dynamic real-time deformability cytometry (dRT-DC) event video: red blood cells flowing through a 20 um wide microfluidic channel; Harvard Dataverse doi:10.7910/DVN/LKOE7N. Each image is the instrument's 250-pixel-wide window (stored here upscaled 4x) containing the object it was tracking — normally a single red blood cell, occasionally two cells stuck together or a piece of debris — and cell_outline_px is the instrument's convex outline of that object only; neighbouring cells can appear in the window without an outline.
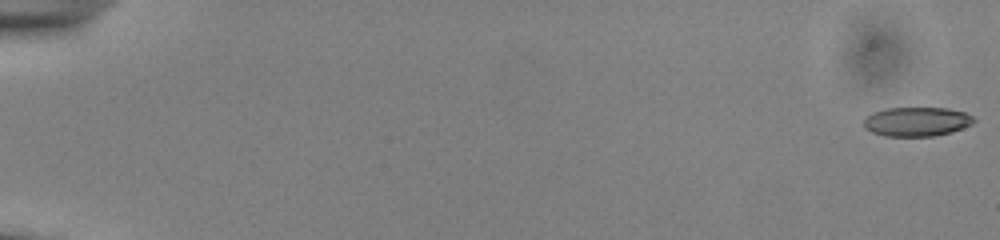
{"species": "common noctule bat (a hibernating species)", "species_latin": "Nyctalus noctula", "temperature_condition": "cold", "stored_images_in_passage": 54, "camera_frame_rate_fps": 3000, "um_per_image_px": 0.085, "animal": {"sex": "male", "body_mass_g": 13.0, "forearm_length_mm": 53.1}, "frame": {"image": 1, "passage_image": 1, "time_ms": 0.0, "image_size_px": [1000, 240], "cell_outline_px": [[976, 120], [972, 124], [952, 132], [932, 136], [884, 136], [872, 132], [864, 128], [864, 116], [872, 112], [888, 108], [948, 108], [964, 112], [972, 116]], "centroid_in_image_um": [77.9, 10.34], "position_along_channel_um": 7.1, "area_um2": 18.84}}
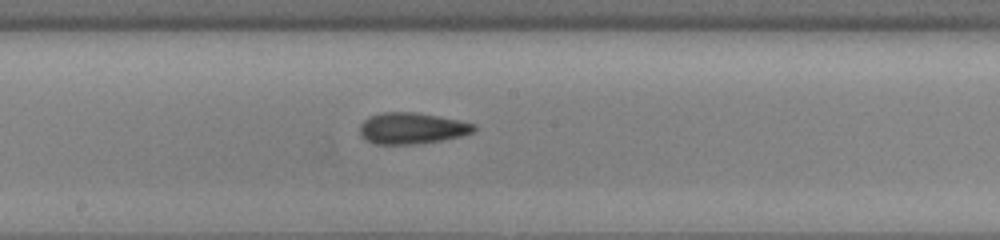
{"frame": {"image": 2, "passage_image": 31, "time_ms": 10.0, "image_size_px": [1000, 240], "cell_outline_px": [[476, 128], [472, 132], [460, 136], [444, 140], [416, 144], [376, 144], [364, 140], [360, 136], [360, 124], [368, 116], [384, 112], [416, 112], [440, 116], [460, 120], [476, 124]], "centroid_in_image_um": [34.99, 10.9], "position_along_channel_um": 213.2, "area_um2": 21.04}}
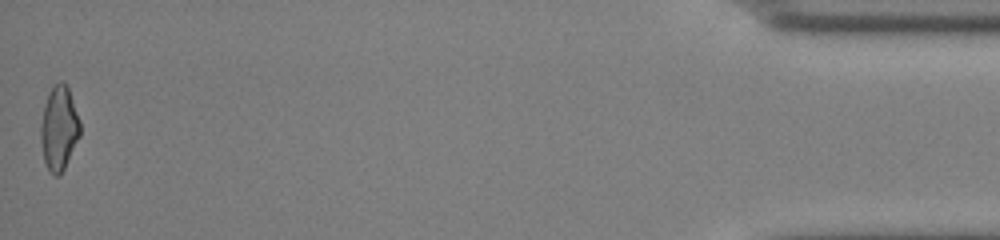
{"frame": {"image": 3, "passage_image": 54, "time_ms": 17.667, "image_size_px": [1000, 240], "cell_outline_px": [[80, 136], [60, 176], [52, 176], [48, 172], [44, 160], [40, 140], [40, 128], [44, 104], [48, 92], [60, 80], [68, 88], [80, 120]], "centroid_in_image_um": [5.0, 10.94], "position_along_channel_um": 430.2, "area_um2": 19.36}, "authors_computed_cell_mechanics": {"area_um2": 20.0277, "velocity_mm_per_s": 3.9354, "shape_relaxation_time_tau1_ms": 6.6621, "shape_relaxation_time_tau2_ms": 2.9259, "deformation_change_tau1": 0.1467, "deformation_change_tau2": 0.1224}}